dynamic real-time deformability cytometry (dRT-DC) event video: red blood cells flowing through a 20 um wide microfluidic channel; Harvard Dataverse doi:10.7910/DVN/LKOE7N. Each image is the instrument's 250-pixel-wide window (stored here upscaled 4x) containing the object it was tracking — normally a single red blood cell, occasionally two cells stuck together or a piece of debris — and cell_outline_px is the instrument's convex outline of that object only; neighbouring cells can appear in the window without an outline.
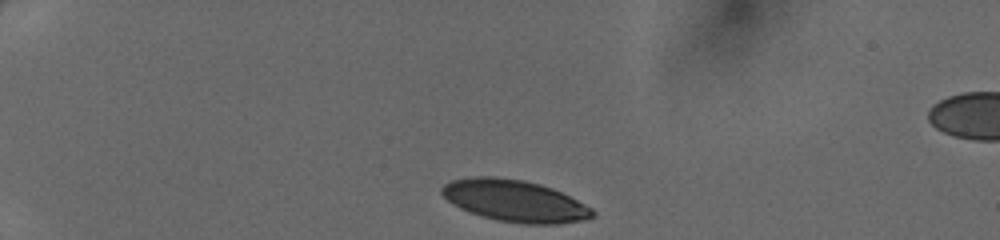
{"species": "human", "species_latin": "Homo sapiens", "temperature_condition": "cold", "stored_images_in_passage": 32, "camera_frame_rate_fps": 3000, "um_per_image_px": 0.085, "donor": {"sex": "female"}, "frame": {"image": 1, "passage_image": 1, "time_ms": 0.0, "image_size_px": [1000, 240], "cell_outline_px": [[596, 216], [580, 220], [556, 224], [524, 224], [496, 220], [480, 216], [460, 208], [452, 204], [440, 192], [440, 188], [444, 184], [452, 180], [476, 176], [492, 176], [524, 180], [540, 184], [552, 188], [592, 208], [596, 212]], "centroid_in_image_um": [43.72, 17.07], "position_along_channel_um": 41.3, "area_um2": 36.59}}
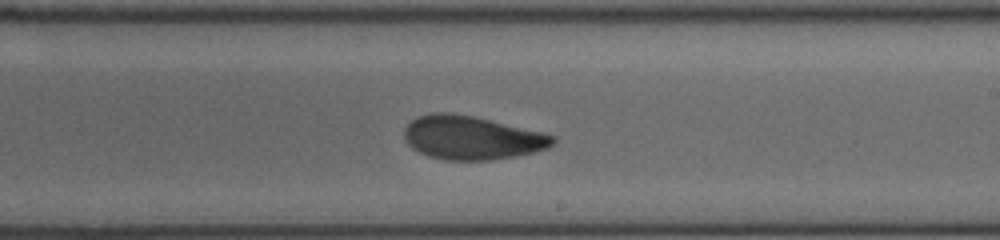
{"frame": {"image": 2, "passage_image": 20, "time_ms": 6.333, "image_size_px": [1000, 240], "cell_outline_px": [[556, 140], [548, 148], [536, 152], [516, 156], [492, 160], [444, 160], [428, 156], [412, 148], [404, 140], [404, 128], [416, 116], [432, 112], [452, 112], [472, 116], [544, 132], [556, 136]], "centroid_in_image_um": [40.09, 11.7], "position_along_channel_um": 248.9, "area_um2": 38.09}}
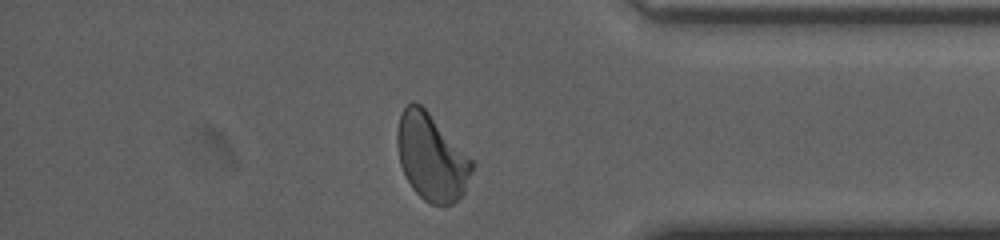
{"frame": {"image": 3, "passage_image": 31, "time_ms": 10.0, "image_size_px": [1000, 240], "cell_outline_px": [[472, 172], [464, 192], [452, 204], [444, 208], [432, 204], [424, 200], [412, 188], [400, 164], [396, 144], [396, 132], [400, 112], [412, 100], [420, 104], [428, 112], [472, 160]], "centroid_in_image_um": [36.64, 13.38], "position_along_channel_um": 398.6, "area_um2": 37.57}}